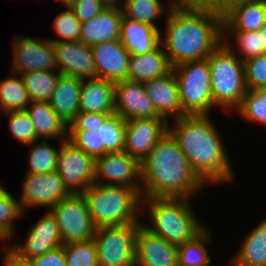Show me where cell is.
Listing matches in <instances>:
<instances>
[{
	"label": "cell",
	"mask_w": 266,
	"mask_h": 266,
	"mask_svg": "<svg viewBox=\"0 0 266 266\" xmlns=\"http://www.w3.org/2000/svg\"><path fill=\"white\" fill-rule=\"evenodd\" d=\"M168 123L165 118L126 120L124 152L142 163L157 141L168 132Z\"/></svg>",
	"instance_id": "15"
},
{
	"label": "cell",
	"mask_w": 266,
	"mask_h": 266,
	"mask_svg": "<svg viewBox=\"0 0 266 266\" xmlns=\"http://www.w3.org/2000/svg\"><path fill=\"white\" fill-rule=\"evenodd\" d=\"M172 122L168 131L206 185L234 182L230 157L210 115H183Z\"/></svg>",
	"instance_id": "2"
},
{
	"label": "cell",
	"mask_w": 266,
	"mask_h": 266,
	"mask_svg": "<svg viewBox=\"0 0 266 266\" xmlns=\"http://www.w3.org/2000/svg\"><path fill=\"white\" fill-rule=\"evenodd\" d=\"M160 38L172 67L207 58L222 42V12L210 4H177L165 21Z\"/></svg>",
	"instance_id": "1"
},
{
	"label": "cell",
	"mask_w": 266,
	"mask_h": 266,
	"mask_svg": "<svg viewBox=\"0 0 266 266\" xmlns=\"http://www.w3.org/2000/svg\"><path fill=\"white\" fill-rule=\"evenodd\" d=\"M51 44L60 74L81 80L96 78L91 46L82 42L51 41Z\"/></svg>",
	"instance_id": "19"
},
{
	"label": "cell",
	"mask_w": 266,
	"mask_h": 266,
	"mask_svg": "<svg viewBox=\"0 0 266 266\" xmlns=\"http://www.w3.org/2000/svg\"><path fill=\"white\" fill-rule=\"evenodd\" d=\"M126 120L120 115L79 112L68 125V139L94 160L124 151Z\"/></svg>",
	"instance_id": "5"
},
{
	"label": "cell",
	"mask_w": 266,
	"mask_h": 266,
	"mask_svg": "<svg viewBox=\"0 0 266 266\" xmlns=\"http://www.w3.org/2000/svg\"><path fill=\"white\" fill-rule=\"evenodd\" d=\"M135 266H178V246L151 233L141 223L136 236Z\"/></svg>",
	"instance_id": "21"
},
{
	"label": "cell",
	"mask_w": 266,
	"mask_h": 266,
	"mask_svg": "<svg viewBox=\"0 0 266 266\" xmlns=\"http://www.w3.org/2000/svg\"><path fill=\"white\" fill-rule=\"evenodd\" d=\"M191 198H142V214L149 222L143 226L170 244L182 245L199 235L207 226L192 208ZM144 207V208H143Z\"/></svg>",
	"instance_id": "4"
},
{
	"label": "cell",
	"mask_w": 266,
	"mask_h": 266,
	"mask_svg": "<svg viewBox=\"0 0 266 266\" xmlns=\"http://www.w3.org/2000/svg\"><path fill=\"white\" fill-rule=\"evenodd\" d=\"M31 100L19 73L0 80V115L8 111L25 110Z\"/></svg>",
	"instance_id": "31"
},
{
	"label": "cell",
	"mask_w": 266,
	"mask_h": 266,
	"mask_svg": "<svg viewBox=\"0 0 266 266\" xmlns=\"http://www.w3.org/2000/svg\"><path fill=\"white\" fill-rule=\"evenodd\" d=\"M143 85L161 117L168 121L181 116L178 85L173 70L163 77L145 81Z\"/></svg>",
	"instance_id": "22"
},
{
	"label": "cell",
	"mask_w": 266,
	"mask_h": 266,
	"mask_svg": "<svg viewBox=\"0 0 266 266\" xmlns=\"http://www.w3.org/2000/svg\"><path fill=\"white\" fill-rule=\"evenodd\" d=\"M123 13L119 8H105L91 20L81 23L80 42L95 44L118 40L121 36Z\"/></svg>",
	"instance_id": "23"
},
{
	"label": "cell",
	"mask_w": 266,
	"mask_h": 266,
	"mask_svg": "<svg viewBox=\"0 0 266 266\" xmlns=\"http://www.w3.org/2000/svg\"><path fill=\"white\" fill-rule=\"evenodd\" d=\"M96 78L113 83L127 79L130 53L120 39L91 46Z\"/></svg>",
	"instance_id": "20"
},
{
	"label": "cell",
	"mask_w": 266,
	"mask_h": 266,
	"mask_svg": "<svg viewBox=\"0 0 266 266\" xmlns=\"http://www.w3.org/2000/svg\"><path fill=\"white\" fill-rule=\"evenodd\" d=\"M82 80L60 74L55 87L51 93L48 103L63 120L69 125L79 113L80 91Z\"/></svg>",
	"instance_id": "26"
},
{
	"label": "cell",
	"mask_w": 266,
	"mask_h": 266,
	"mask_svg": "<svg viewBox=\"0 0 266 266\" xmlns=\"http://www.w3.org/2000/svg\"><path fill=\"white\" fill-rule=\"evenodd\" d=\"M220 8L223 32L258 31L266 21V0H229Z\"/></svg>",
	"instance_id": "17"
},
{
	"label": "cell",
	"mask_w": 266,
	"mask_h": 266,
	"mask_svg": "<svg viewBox=\"0 0 266 266\" xmlns=\"http://www.w3.org/2000/svg\"><path fill=\"white\" fill-rule=\"evenodd\" d=\"M1 249L4 266H33L30 260L20 257L8 244L2 245Z\"/></svg>",
	"instance_id": "44"
},
{
	"label": "cell",
	"mask_w": 266,
	"mask_h": 266,
	"mask_svg": "<svg viewBox=\"0 0 266 266\" xmlns=\"http://www.w3.org/2000/svg\"><path fill=\"white\" fill-rule=\"evenodd\" d=\"M235 111L244 120L266 127V89L247 90Z\"/></svg>",
	"instance_id": "36"
},
{
	"label": "cell",
	"mask_w": 266,
	"mask_h": 266,
	"mask_svg": "<svg viewBox=\"0 0 266 266\" xmlns=\"http://www.w3.org/2000/svg\"><path fill=\"white\" fill-rule=\"evenodd\" d=\"M24 178L19 200L24 212L30 207H46L50 210L70 194L56 171L46 174L27 173Z\"/></svg>",
	"instance_id": "14"
},
{
	"label": "cell",
	"mask_w": 266,
	"mask_h": 266,
	"mask_svg": "<svg viewBox=\"0 0 266 266\" xmlns=\"http://www.w3.org/2000/svg\"><path fill=\"white\" fill-rule=\"evenodd\" d=\"M230 39H232L233 42L235 40V47H237L236 52L238 50V53H235V50L232 49ZM223 43L243 62L261 55V41L258 31L223 32Z\"/></svg>",
	"instance_id": "37"
},
{
	"label": "cell",
	"mask_w": 266,
	"mask_h": 266,
	"mask_svg": "<svg viewBox=\"0 0 266 266\" xmlns=\"http://www.w3.org/2000/svg\"><path fill=\"white\" fill-rule=\"evenodd\" d=\"M115 113L125 120L137 118H163L147 96L141 82L124 80L114 83Z\"/></svg>",
	"instance_id": "18"
},
{
	"label": "cell",
	"mask_w": 266,
	"mask_h": 266,
	"mask_svg": "<svg viewBox=\"0 0 266 266\" xmlns=\"http://www.w3.org/2000/svg\"><path fill=\"white\" fill-rule=\"evenodd\" d=\"M140 224L96 228L93 240L98 266H135L136 236Z\"/></svg>",
	"instance_id": "9"
},
{
	"label": "cell",
	"mask_w": 266,
	"mask_h": 266,
	"mask_svg": "<svg viewBox=\"0 0 266 266\" xmlns=\"http://www.w3.org/2000/svg\"><path fill=\"white\" fill-rule=\"evenodd\" d=\"M172 70L178 85L181 116L210 115L216 106L212 98L208 58L184 62Z\"/></svg>",
	"instance_id": "8"
},
{
	"label": "cell",
	"mask_w": 266,
	"mask_h": 266,
	"mask_svg": "<svg viewBox=\"0 0 266 266\" xmlns=\"http://www.w3.org/2000/svg\"><path fill=\"white\" fill-rule=\"evenodd\" d=\"M79 112L114 114V83L100 78L82 80Z\"/></svg>",
	"instance_id": "24"
},
{
	"label": "cell",
	"mask_w": 266,
	"mask_h": 266,
	"mask_svg": "<svg viewBox=\"0 0 266 266\" xmlns=\"http://www.w3.org/2000/svg\"><path fill=\"white\" fill-rule=\"evenodd\" d=\"M177 4H210L219 7V0H174Z\"/></svg>",
	"instance_id": "45"
},
{
	"label": "cell",
	"mask_w": 266,
	"mask_h": 266,
	"mask_svg": "<svg viewBox=\"0 0 266 266\" xmlns=\"http://www.w3.org/2000/svg\"><path fill=\"white\" fill-rule=\"evenodd\" d=\"M50 211L56 218L63 244L93 239L96 227L82 193H70Z\"/></svg>",
	"instance_id": "10"
},
{
	"label": "cell",
	"mask_w": 266,
	"mask_h": 266,
	"mask_svg": "<svg viewBox=\"0 0 266 266\" xmlns=\"http://www.w3.org/2000/svg\"><path fill=\"white\" fill-rule=\"evenodd\" d=\"M24 243L8 246L20 257L31 260L63 245L55 216L50 210L29 228Z\"/></svg>",
	"instance_id": "16"
},
{
	"label": "cell",
	"mask_w": 266,
	"mask_h": 266,
	"mask_svg": "<svg viewBox=\"0 0 266 266\" xmlns=\"http://www.w3.org/2000/svg\"><path fill=\"white\" fill-rule=\"evenodd\" d=\"M61 4H64V7L72 8L78 0H58Z\"/></svg>",
	"instance_id": "48"
},
{
	"label": "cell",
	"mask_w": 266,
	"mask_h": 266,
	"mask_svg": "<svg viewBox=\"0 0 266 266\" xmlns=\"http://www.w3.org/2000/svg\"><path fill=\"white\" fill-rule=\"evenodd\" d=\"M244 73L247 90L266 89V55L244 61Z\"/></svg>",
	"instance_id": "41"
},
{
	"label": "cell",
	"mask_w": 266,
	"mask_h": 266,
	"mask_svg": "<svg viewBox=\"0 0 266 266\" xmlns=\"http://www.w3.org/2000/svg\"><path fill=\"white\" fill-rule=\"evenodd\" d=\"M13 62L10 71H58L54 49L48 38L35 39L29 36H15L12 40Z\"/></svg>",
	"instance_id": "13"
},
{
	"label": "cell",
	"mask_w": 266,
	"mask_h": 266,
	"mask_svg": "<svg viewBox=\"0 0 266 266\" xmlns=\"http://www.w3.org/2000/svg\"><path fill=\"white\" fill-rule=\"evenodd\" d=\"M206 186L169 131L141 163L142 198H191Z\"/></svg>",
	"instance_id": "3"
},
{
	"label": "cell",
	"mask_w": 266,
	"mask_h": 266,
	"mask_svg": "<svg viewBox=\"0 0 266 266\" xmlns=\"http://www.w3.org/2000/svg\"><path fill=\"white\" fill-rule=\"evenodd\" d=\"M174 5V0H168L166 4L162 0H124L121 10L125 18L158 28L157 18L167 16Z\"/></svg>",
	"instance_id": "30"
},
{
	"label": "cell",
	"mask_w": 266,
	"mask_h": 266,
	"mask_svg": "<svg viewBox=\"0 0 266 266\" xmlns=\"http://www.w3.org/2000/svg\"><path fill=\"white\" fill-rule=\"evenodd\" d=\"M76 17L81 23L91 20L100 13L105 7L99 0H78L72 7Z\"/></svg>",
	"instance_id": "42"
},
{
	"label": "cell",
	"mask_w": 266,
	"mask_h": 266,
	"mask_svg": "<svg viewBox=\"0 0 266 266\" xmlns=\"http://www.w3.org/2000/svg\"><path fill=\"white\" fill-rule=\"evenodd\" d=\"M105 8H119L123 6L124 0H99Z\"/></svg>",
	"instance_id": "47"
},
{
	"label": "cell",
	"mask_w": 266,
	"mask_h": 266,
	"mask_svg": "<svg viewBox=\"0 0 266 266\" xmlns=\"http://www.w3.org/2000/svg\"><path fill=\"white\" fill-rule=\"evenodd\" d=\"M207 58L213 102L224 113H233L247 92L244 62L223 42Z\"/></svg>",
	"instance_id": "7"
},
{
	"label": "cell",
	"mask_w": 266,
	"mask_h": 266,
	"mask_svg": "<svg viewBox=\"0 0 266 266\" xmlns=\"http://www.w3.org/2000/svg\"><path fill=\"white\" fill-rule=\"evenodd\" d=\"M82 194L96 228L142 223V196L136 189L92 183Z\"/></svg>",
	"instance_id": "6"
},
{
	"label": "cell",
	"mask_w": 266,
	"mask_h": 266,
	"mask_svg": "<svg viewBox=\"0 0 266 266\" xmlns=\"http://www.w3.org/2000/svg\"><path fill=\"white\" fill-rule=\"evenodd\" d=\"M95 160L68 138L60 142L56 172L70 193H83L94 183Z\"/></svg>",
	"instance_id": "11"
},
{
	"label": "cell",
	"mask_w": 266,
	"mask_h": 266,
	"mask_svg": "<svg viewBox=\"0 0 266 266\" xmlns=\"http://www.w3.org/2000/svg\"><path fill=\"white\" fill-rule=\"evenodd\" d=\"M27 146L30 147L27 155L29 164L27 173L46 174L56 171L60 142L58 148L44 139H39Z\"/></svg>",
	"instance_id": "33"
},
{
	"label": "cell",
	"mask_w": 266,
	"mask_h": 266,
	"mask_svg": "<svg viewBox=\"0 0 266 266\" xmlns=\"http://www.w3.org/2000/svg\"><path fill=\"white\" fill-rule=\"evenodd\" d=\"M33 266H66L63 245L30 260Z\"/></svg>",
	"instance_id": "43"
},
{
	"label": "cell",
	"mask_w": 266,
	"mask_h": 266,
	"mask_svg": "<svg viewBox=\"0 0 266 266\" xmlns=\"http://www.w3.org/2000/svg\"><path fill=\"white\" fill-rule=\"evenodd\" d=\"M59 71H30L20 73L31 101L48 102L55 90Z\"/></svg>",
	"instance_id": "34"
},
{
	"label": "cell",
	"mask_w": 266,
	"mask_h": 266,
	"mask_svg": "<svg viewBox=\"0 0 266 266\" xmlns=\"http://www.w3.org/2000/svg\"><path fill=\"white\" fill-rule=\"evenodd\" d=\"M227 1H229V0H219V7H221Z\"/></svg>",
	"instance_id": "49"
},
{
	"label": "cell",
	"mask_w": 266,
	"mask_h": 266,
	"mask_svg": "<svg viewBox=\"0 0 266 266\" xmlns=\"http://www.w3.org/2000/svg\"><path fill=\"white\" fill-rule=\"evenodd\" d=\"M160 29L148 23L122 19L120 41L130 54H146L161 44Z\"/></svg>",
	"instance_id": "25"
},
{
	"label": "cell",
	"mask_w": 266,
	"mask_h": 266,
	"mask_svg": "<svg viewBox=\"0 0 266 266\" xmlns=\"http://www.w3.org/2000/svg\"><path fill=\"white\" fill-rule=\"evenodd\" d=\"M208 226L194 239L178 246V266H210L208 245L213 241Z\"/></svg>",
	"instance_id": "32"
},
{
	"label": "cell",
	"mask_w": 266,
	"mask_h": 266,
	"mask_svg": "<svg viewBox=\"0 0 266 266\" xmlns=\"http://www.w3.org/2000/svg\"><path fill=\"white\" fill-rule=\"evenodd\" d=\"M52 30L59 38H48L58 42H80L81 22L76 17L72 8H65L53 19Z\"/></svg>",
	"instance_id": "39"
},
{
	"label": "cell",
	"mask_w": 266,
	"mask_h": 266,
	"mask_svg": "<svg viewBox=\"0 0 266 266\" xmlns=\"http://www.w3.org/2000/svg\"><path fill=\"white\" fill-rule=\"evenodd\" d=\"M261 41V55L266 53V21L264 25L258 30Z\"/></svg>",
	"instance_id": "46"
},
{
	"label": "cell",
	"mask_w": 266,
	"mask_h": 266,
	"mask_svg": "<svg viewBox=\"0 0 266 266\" xmlns=\"http://www.w3.org/2000/svg\"><path fill=\"white\" fill-rule=\"evenodd\" d=\"M25 112L34 124L38 139H50V141L58 139L61 142L68 138V125L48 102L31 101Z\"/></svg>",
	"instance_id": "27"
},
{
	"label": "cell",
	"mask_w": 266,
	"mask_h": 266,
	"mask_svg": "<svg viewBox=\"0 0 266 266\" xmlns=\"http://www.w3.org/2000/svg\"><path fill=\"white\" fill-rule=\"evenodd\" d=\"M2 114H6V117L8 116V129L12 134V137L16 139L18 143L27 146L39 140L34 124L25 110L8 111Z\"/></svg>",
	"instance_id": "40"
},
{
	"label": "cell",
	"mask_w": 266,
	"mask_h": 266,
	"mask_svg": "<svg viewBox=\"0 0 266 266\" xmlns=\"http://www.w3.org/2000/svg\"><path fill=\"white\" fill-rule=\"evenodd\" d=\"M244 237L229 266H266V218Z\"/></svg>",
	"instance_id": "29"
},
{
	"label": "cell",
	"mask_w": 266,
	"mask_h": 266,
	"mask_svg": "<svg viewBox=\"0 0 266 266\" xmlns=\"http://www.w3.org/2000/svg\"><path fill=\"white\" fill-rule=\"evenodd\" d=\"M172 65L160 44L153 51L140 55L130 54L127 80L144 83L172 71Z\"/></svg>",
	"instance_id": "28"
},
{
	"label": "cell",
	"mask_w": 266,
	"mask_h": 266,
	"mask_svg": "<svg viewBox=\"0 0 266 266\" xmlns=\"http://www.w3.org/2000/svg\"><path fill=\"white\" fill-rule=\"evenodd\" d=\"M66 266H98L93 239L63 244Z\"/></svg>",
	"instance_id": "38"
},
{
	"label": "cell",
	"mask_w": 266,
	"mask_h": 266,
	"mask_svg": "<svg viewBox=\"0 0 266 266\" xmlns=\"http://www.w3.org/2000/svg\"><path fill=\"white\" fill-rule=\"evenodd\" d=\"M23 213L19 199L0 184V242L5 244L13 238L16 228L14 221L25 216Z\"/></svg>",
	"instance_id": "35"
},
{
	"label": "cell",
	"mask_w": 266,
	"mask_h": 266,
	"mask_svg": "<svg viewBox=\"0 0 266 266\" xmlns=\"http://www.w3.org/2000/svg\"><path fill=\"white\" fill-rule=\"evenodd\" d=\"M94 183L131 187L141 194V163L124 151L106 153L95 159Z\"/></svg>",
	"instance_id": "12"
}]
</instances>
